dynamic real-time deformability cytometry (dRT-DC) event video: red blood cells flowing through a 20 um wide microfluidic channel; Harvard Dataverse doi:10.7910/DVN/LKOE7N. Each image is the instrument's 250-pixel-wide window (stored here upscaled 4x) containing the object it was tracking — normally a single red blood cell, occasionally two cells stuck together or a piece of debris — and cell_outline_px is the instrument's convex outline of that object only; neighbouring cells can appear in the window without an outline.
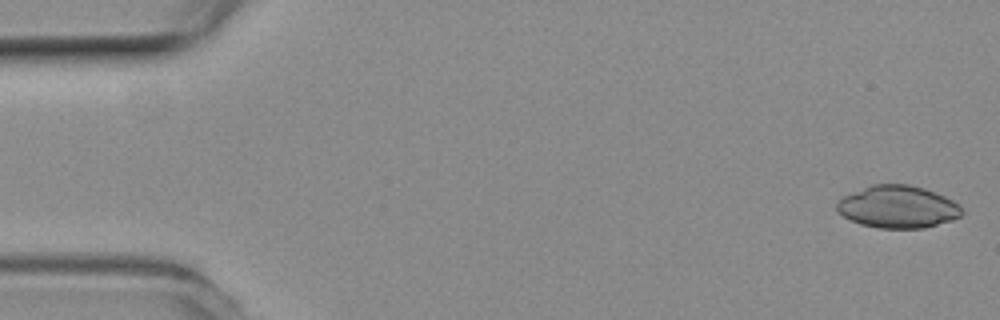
{"species": "common noctule bat (a hibernating species)", "species_latin": "Nyctalus noctula", "temperature_condition": "room temperature", "stored_images_in_passage": 5, "camera_frame_rate_fps": 3000, "um_per_image_px": 0.085, "animal": {"sex": "female", "body_mass_g": 19.3, "forearm_length_mm": 54.1}, "frame": {"image": 1, "passage_image": 1, "time_ms": 0.0, "image_size_px": [1000, 320], "cell_outline_px": [[964, 212], [960, 216], [952, 220], [924, 228], [880, 228], [860, 224], [844, 216], [836, 208], [836, 204], [844, 196], [872, 184], [908, 184], [924, 188], [944, 196], [960, 204]], "centroid_in_image_um": [76.35, 17.58], "position_along_channel_um": 8.7, "area_um2": 30.69}}